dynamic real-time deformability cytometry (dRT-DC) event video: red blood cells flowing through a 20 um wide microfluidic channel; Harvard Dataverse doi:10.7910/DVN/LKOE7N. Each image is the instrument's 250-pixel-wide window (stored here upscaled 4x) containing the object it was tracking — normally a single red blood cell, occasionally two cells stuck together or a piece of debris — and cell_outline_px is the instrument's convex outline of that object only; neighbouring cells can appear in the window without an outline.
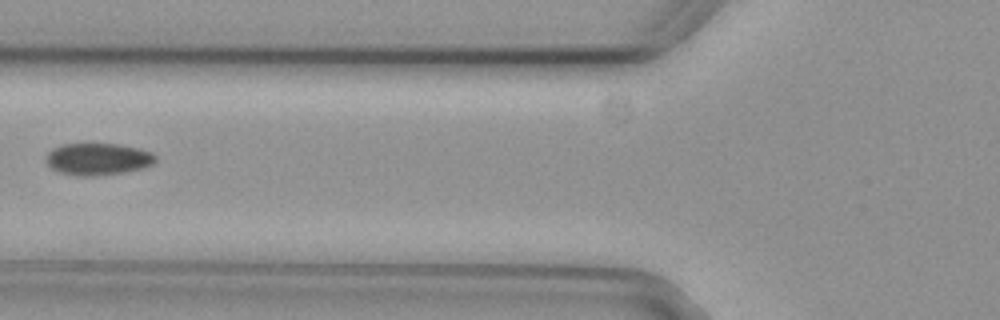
{"species": "common noctule bat (a hibernating species)", "species_latin": "Nyctalus noctula", "temperature_condition": "cold", "stored_images_in_passage": 8, "camera_frame_rate_fps": 3000, "um_per_image_px": 0.085, "animal": {"sex": "female", "body_mass_g": 29.2, "forearm_length_mm": 56.3}, "frame": {"image": 1, "passage_image": 7, "time_ms": 2.0, "image_size_px": [1000, 320], "cell_outline_px": [[156, 160], [152, 164], [144, 168], [124, 172], [92, 176], [76, 176], [60, 172], [52, 168], [48, 164], [48, 152], [52, 148], [64, 144], [120, 144], [152, 152], [156, 156]], "centroid_in_image_um": [8.35, 13.52], "position_along_channel_um": 117.5, "area_um2": 20.23}}